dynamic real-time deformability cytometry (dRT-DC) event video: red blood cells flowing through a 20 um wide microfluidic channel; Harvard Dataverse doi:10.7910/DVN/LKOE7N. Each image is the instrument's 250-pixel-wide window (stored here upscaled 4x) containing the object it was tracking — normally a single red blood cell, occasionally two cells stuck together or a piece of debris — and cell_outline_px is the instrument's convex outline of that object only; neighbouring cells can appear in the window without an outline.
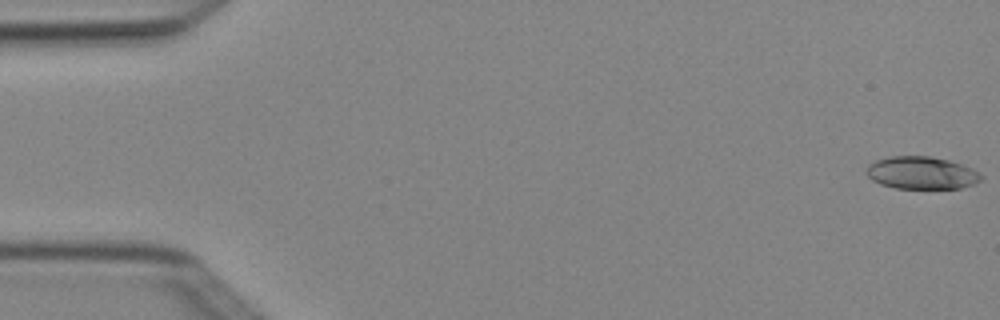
{"species": "Egyptian fruit bat (a non-hibernating species)", "species_latin": "Rousettus aegyptiacus", "temperature_condition": "cold", "stored_images_in_passage": 4, "camera_frame_rate_fps": 3000, "um_per_image_px": 0.085, "animal": {"sex": "female"}, "frame": {"image": 1, "passage_image": 1, "time_ms": 0.0, "image_size_px": [1000, 320], "cell_outline_px": [[984, 176], [980, 180], [972, 184], [960, 188], [896, 188], [880, 184], [872, 180], [868, 176], [868, 164], [876, 160], [888, 156], [928, 156], [948, 160], [972, 168], [980, 172]], "centroid_in_image_um": [78.34, 14.69], "position_along_channel_um": 6.7, "area_um2": 21.62}}
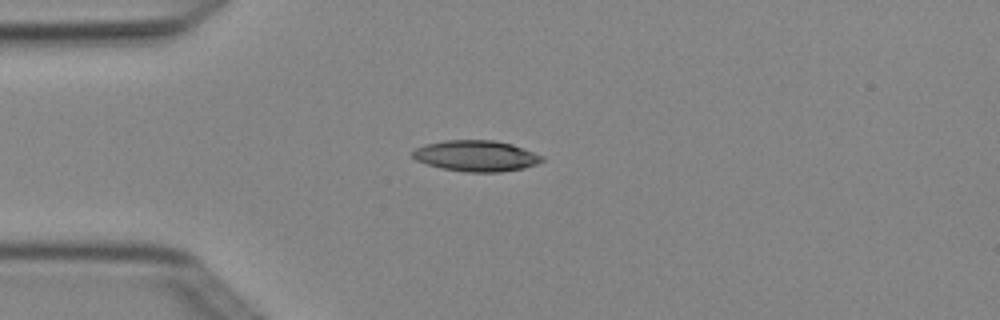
{"frame": {"image": 2, "passage_image": 4, "time_ms": 1.0, "image_size_px": [1000, 320], "cell_outline_px": [[544, 160], [536, 164], [524, 168], [500, 172], [468, 172], [440, 168], [416, 160], [412, 156], [412, 152], [416, 148], [424, 144], [444, 140], [492, 140], [512, 144], [524, 148], [544, 156]], "centroid_in_image_um": [40.48, 13.25], "position_along_channel_um": 44.5, "area_um2": 23.41}}